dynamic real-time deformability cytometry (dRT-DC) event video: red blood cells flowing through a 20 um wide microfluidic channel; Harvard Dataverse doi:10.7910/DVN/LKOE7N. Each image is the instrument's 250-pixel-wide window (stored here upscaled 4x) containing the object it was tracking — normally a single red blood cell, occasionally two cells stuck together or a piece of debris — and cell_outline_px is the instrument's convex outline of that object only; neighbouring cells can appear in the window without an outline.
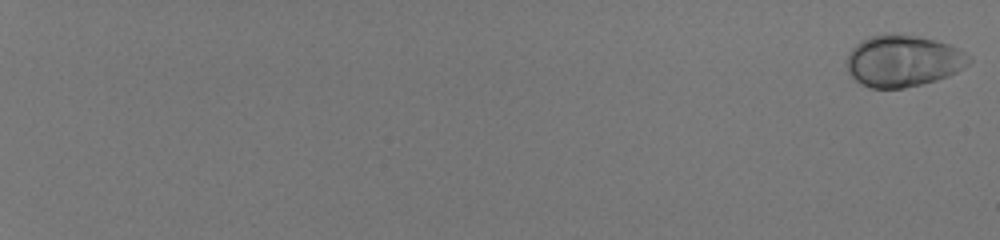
{"species": "human", "species_latin": "Homo sapiens", "temperature_condition": "room temperature", "stored_images_in_passage": 18, "camera_frame_rate_fps": 3000, "um_per_image_px": 0.085, "donor": {"sex": "male"}, "frame": {"image": 1, "passage_image": 1, "time_ms": 0.0, "image_size_px": [1000, 240], "cell_outline_px": [[972, 60], [964, 68], [948, 76], [936, 80], [904, 88], [868, 88], [860, 84], [848, 72], [844, 64], [848, 52], [860, 40], [884, 32], [892, 32], [916, 36], [936, 40], [960, 48], [972, 56]], "centroid_in_image_um": [76.74, 5.16], "position_along_channel_um": 8.3, "area_um2": 37.51}}